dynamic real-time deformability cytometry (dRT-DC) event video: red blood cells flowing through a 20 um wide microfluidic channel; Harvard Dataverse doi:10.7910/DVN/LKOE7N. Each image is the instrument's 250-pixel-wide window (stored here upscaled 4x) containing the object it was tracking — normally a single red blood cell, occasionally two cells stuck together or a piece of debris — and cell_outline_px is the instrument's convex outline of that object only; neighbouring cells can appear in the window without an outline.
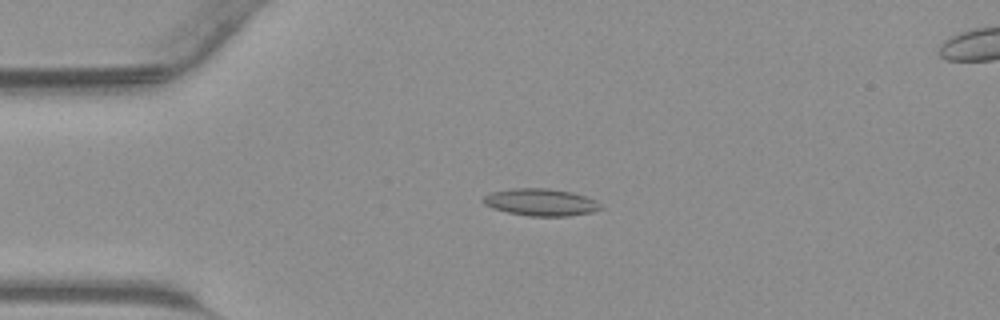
{"species": "common noctule bat (a hibernating species)", "species_latin": "Nyctalus noctula", "temperature_condition": "warm", "stored_images_in_passage": 44, "camera_frame_rate_fps": 3000, "um_per_image_px": 0.085, "animal": {"sex": "male", "body_mass_g": 23.1, "forearm_length_mm": 52.7}, "frame": {"image": 1, "passage_image": 11, "time_ms": 3.333, "image_size_px": [1000, 320], "cell_outline_px": [[604, 208], [592, 212], [568, 216], [528, 216], [508, 212], [492, 208], [484, 204], [480, 200], [484, 196], [492, 192], [512, 188], [548, 188], [572, 192], [596, 200]], "centroid_in_image_um": [45.96, 17.19], "position_along_channel_um": 39.0, "area_um2": 18.67}}
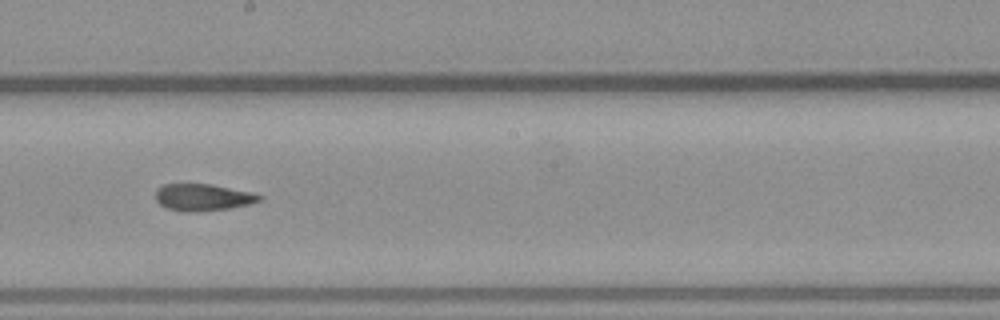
{"frame": {"image": 2, "passage_image": 25, "time_ms": 8.0, "image_size_px": [1000, 320], "cell_outline_px": [[264, 200], [248, 204], [228, 208], [196, 212], [184, 212], [168, 208], [160, 204], [156, 200], [156, 188], [164, 184], [212, 184], [252, 192], [264, 196]], "centroid_in_image_um": [17.27, 16.76], "position_along_channel_um": 230.9, "area_um2": 16.36}}
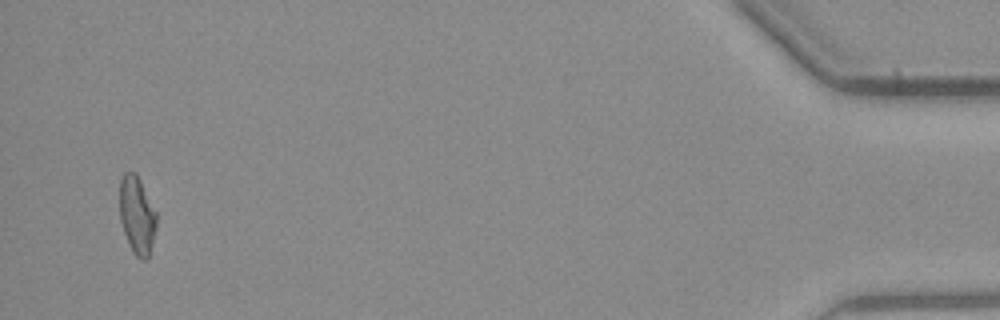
{"frame": {"image": 3, "passage_image": 43, "time_ms": 14.0, "image_size_px": [1000, 320], "cell_outline_px": [[156, 228], [148, 256], [144, 260], [140, 260], [132, 252], [124, 232], [120, 220], [120, 180], [124, 172], [136, 172], [156, 212]], "centroid_in_image_um": [11.63, 18.28], "position_along_channel_um": 423.6, "area_um2": 16.53}}